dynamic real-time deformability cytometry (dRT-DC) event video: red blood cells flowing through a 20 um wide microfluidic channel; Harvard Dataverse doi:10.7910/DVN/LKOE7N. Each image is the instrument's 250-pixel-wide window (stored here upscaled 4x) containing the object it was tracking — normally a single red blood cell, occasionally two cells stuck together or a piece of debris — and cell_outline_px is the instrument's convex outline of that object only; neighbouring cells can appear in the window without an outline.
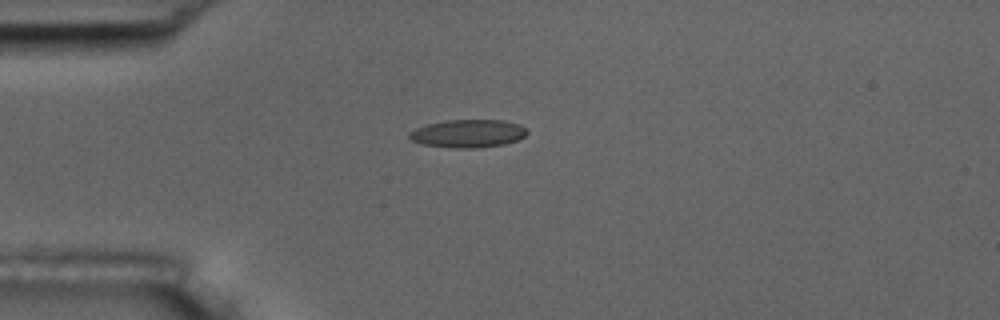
{"species": "common noctule bat (a hibernating species)", "species_latin": "Nyctalus noctula", "temperature_condition": "room temperature", "stored_images_in_passage": 5, "camera_frame_rate_fps": 3000, "um_per_image_px": 0.085, "animal": {"sex": "male", "body_mass_g": 17.5, "forearm_length_mm": 52.3}, "frame": {"image": 1, "passage_image": 1, "time_ms": 0.0, "image_size_px": [1000, 320], "cell_outline_px": [[528, 132], [524, 136], [516, 140], [504, 144], [476, 148], [456, 148], [424, 144], [412, 140], [408, 136], [408, 132], [416, 128], [428, 124], [448, 120], [504, 120], [520, 124]], "centroid_in_image_um": [39.79, 11.34], "position_along_channel_um": 45.2, "area_um2": 19.02}}
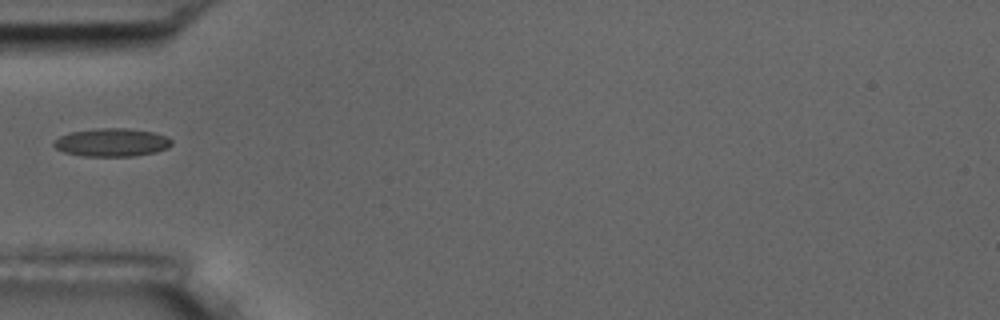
{"frame": {"image": 2, "passage_image": 2, "time_ms": 1.333, "image_size_px": [1000, 320], "cell_outline_px": [[172, 144], [168, 148], [156, 152], [136, 156], [84, 156], [64, 152], [56, 148], [52, 144], [52, 140], [68, 132], [96, 128], [128, 128], [152, 132], [164, 136], [172, 140]], "centroid_in_image_um": [9.47, 12.1], "position_along_channel_um": 75.5, "area_um2": 19.48}}
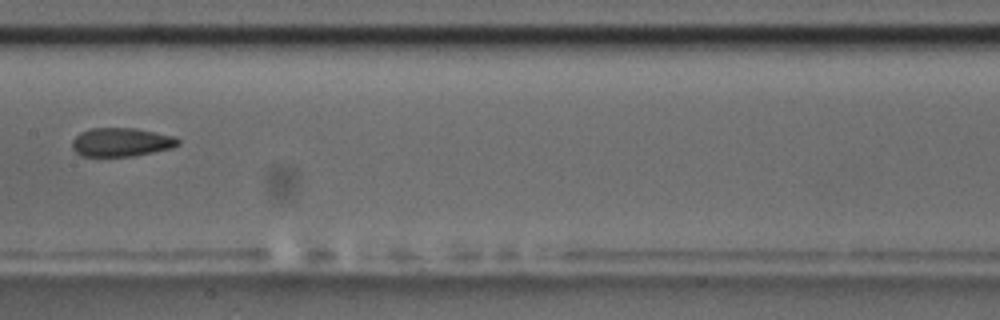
{"frame": {"image": 3, "passage_image": 5, "time_ms": 4.667, "image_size_px": [1000, 320], "cell_outline_px": [[180, 144], [172, 148], [132, 156], [80, 156], [72, 148], [72, 140], [80, 132], [92, 128], [136, 128], [172, 136], [180, 140]], "centroid_in_image_um": [10.28, 12.08], "position_along_channel_um": 197.1, "area_um2": 17.63}}